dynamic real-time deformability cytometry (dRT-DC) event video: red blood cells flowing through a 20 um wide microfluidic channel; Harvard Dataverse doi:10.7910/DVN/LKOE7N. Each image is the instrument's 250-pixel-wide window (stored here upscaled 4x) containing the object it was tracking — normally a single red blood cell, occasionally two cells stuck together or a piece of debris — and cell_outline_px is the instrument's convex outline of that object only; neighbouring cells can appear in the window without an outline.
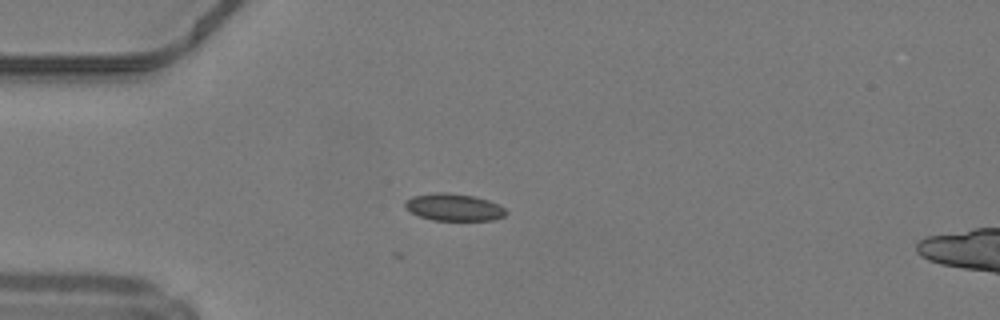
{"species": "common noctule bat (a hibernating species)", "species_latin": "Nyctalus noctula", "temperature_condition": "warm", "stored_images_in_passage": 37, "camera_frame_rate_fps": 3000, "um_per_image_px": 0.085, "animal": {"sex": "male", "body_mass_g": 19.2, "forearm_length_mm": 51.8}, "frame": {"image": 1, "passage_image": 1, "time_ms": 0.0, "image_size_px": [1000, 320], "cell_outline_px": [[508, 212], [504, 216], [492, 220], [432, 220], [420, 216], [412, 212], [404, 204], [404, 200], [412, 196], [436, 192], [444, 192], [472, 196], [488, 200], [500, 204]], "centroid_in_image_um": [38.59, 17.61], "position_along_channel_um": 46.4, "area_um2": 15.9}}
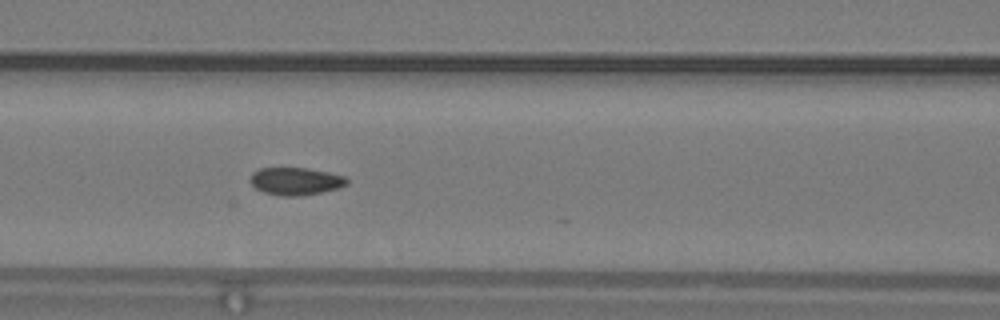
{"frame": {"image": 2, "passage_image": 9, "time_ms": 2.667, "image_size_px": [1000, 320], "cell_outline_px": [[348, 184], [340, 188], [300, 196], [280, 196], [264, 192], [256, 188], [248, 180], [252, 172], [260, 168], [308, 168], [328, 172], [344, 176], [348, 180]], "centroid_in_image_um": [25.12, 15.4], "position_along_channel_um": 141.5, "area_um2": 15.61}}
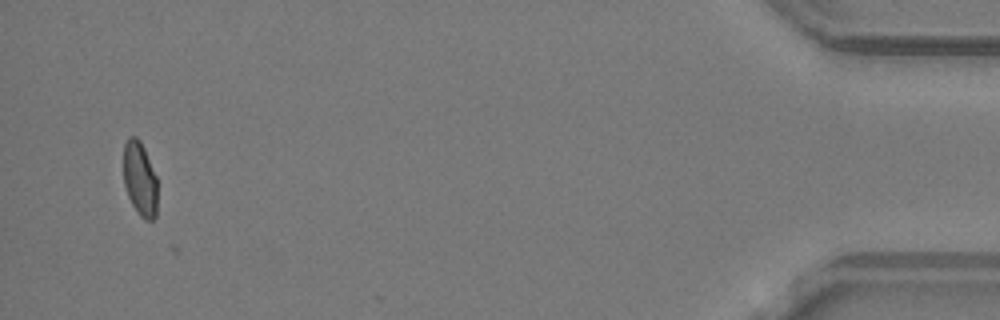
{"frame": {"image": 3, "passage_image": 35, "time_ms": 11.333, "image_size_px": [1000, 320], "cell_outline_px": [[156, 216], [152, 220], [144, 220], [140, 216], [132, 204], [128, 196], [124, 184], [124, 144], [128, 136], [136, 136], [140, 140], [144, 148], [156, 176]], "centroid_in_image_um": [11.88, 15.19], "position_along_channel_um": 423.3, "area_um2": 14.62}, "authors_computed_cell_mechanics": {"area_um2": 15.6638, "velocity_mm_per_s": 4.2327, "shape_relaxation_time_tau1_ms": 10.4185, "shape_relaxation_time_tau2_ms": 1.1336, "deformation_change_tau1": 0.1719, "deformation_change_tau2": 0.0427}}